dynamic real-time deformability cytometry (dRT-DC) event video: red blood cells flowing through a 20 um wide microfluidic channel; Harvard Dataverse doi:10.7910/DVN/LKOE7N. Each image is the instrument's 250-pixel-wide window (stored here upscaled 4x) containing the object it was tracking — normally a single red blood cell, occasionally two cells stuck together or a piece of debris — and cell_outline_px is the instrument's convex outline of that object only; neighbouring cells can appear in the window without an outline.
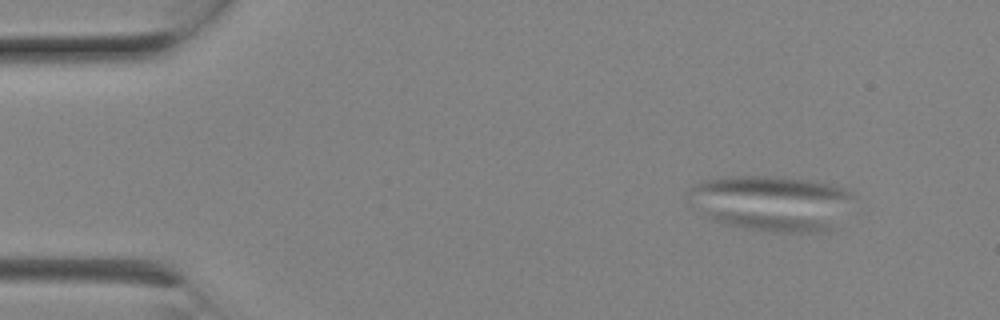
{"species": "Egyptian fruit bat (a non-hibernating species)", "species_latin": "Rousettus aegyptiacus", "temperature_condition": "room temperature", "stored_images_in_passage": 8, "camera_frame_rate_fps": 3000, "um_per_image_px": 0.085, "animal": {"sex": "female"}, "frame": {"image": 1, "passage_image": 3, "time_ms": 0.667, "image_size_px": [1000, 320], "cell_outline_px": [[832, 228], [824, 232], [772, 232], [744, 228], [724, 224], [712, 220], [708, 212], [724, 208], [816, 220], [828, 224]], "centroid_in_image_um": [65.2, 18.84], "position_along_channel_um": 19.8, "area_um2": 12.83}}